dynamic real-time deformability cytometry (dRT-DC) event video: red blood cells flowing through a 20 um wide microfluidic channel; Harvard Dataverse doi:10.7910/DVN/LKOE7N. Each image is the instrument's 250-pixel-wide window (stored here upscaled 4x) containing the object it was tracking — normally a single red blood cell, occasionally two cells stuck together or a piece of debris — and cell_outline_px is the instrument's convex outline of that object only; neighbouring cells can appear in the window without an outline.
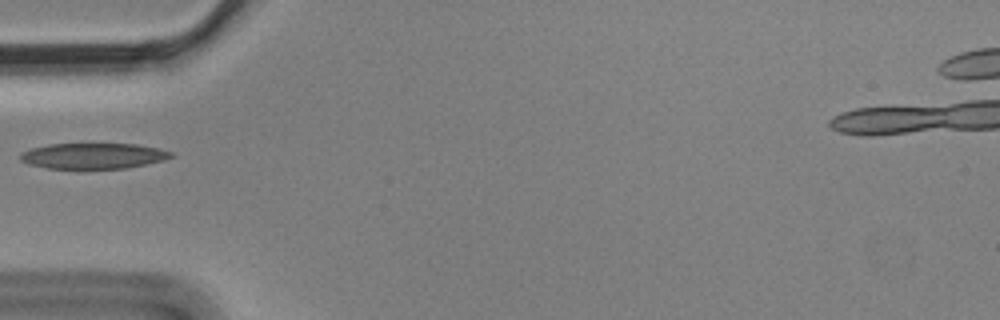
{"species": "Egyptian fruit bat (a non-hibernating species)", "species_latin": "Rousettus aegyptiacus", "temperature_condition": "cold", "stored_images_in_passage": 1, "camera_frame_rate_fps": 3000, "um_per_image_px": 0.085, "animal": {"sex": "male"}, "frame": {"image": 1, "passage_image": 1, "time_ms": 0.0, "image_size_px": [1000, 320], "cell_outline_px": [[176, 156], [164, 160], [124, 168], [48, 168], [28, 164], [20, 160], [20, 152], [32, 148], [48, 144], [136, 144], [160, 148], [172, 152]], "centroid_in_image_um": [7.94, 13.24], "position_along_channel_um": 77.1, "area_um2": 22.48}}